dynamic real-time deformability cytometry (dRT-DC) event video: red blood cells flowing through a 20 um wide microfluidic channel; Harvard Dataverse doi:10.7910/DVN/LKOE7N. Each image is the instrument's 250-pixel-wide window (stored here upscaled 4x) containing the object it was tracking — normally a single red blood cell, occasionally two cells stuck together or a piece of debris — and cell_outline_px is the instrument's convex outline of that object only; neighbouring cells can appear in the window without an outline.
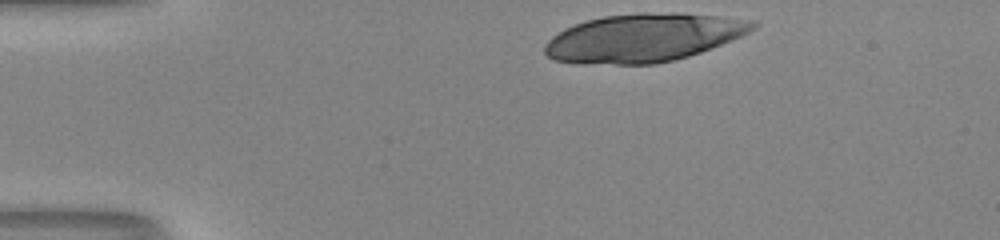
{"species": "human", "species_latin": "Homo sapiens", "temperature_condition": "room temperature", "stored_images_in_passage": 11, "camera_frame_rate_fps": 3000, "um_per_image_px": 0.085, "donor": {"sex": "male"}, "frame": {"image": 1, "passage_image": 1, "time_ms": 0.0, "image_size_px": [1000, 240], "cell_outline_px": [[756, 28], [732, 40], [712, 48], [688, 56], [656, 64], [576, 64], [552, 60], [544, 52], [544, 44], [552, 36], [564, 28], [584, 20], [604, 16], [640, 12], [680, 12], [756, 20]], "centroid_in_image_um": [54.66, 3.2], "position_along_channel_um": 30.3, "area_um2": 59.07}}